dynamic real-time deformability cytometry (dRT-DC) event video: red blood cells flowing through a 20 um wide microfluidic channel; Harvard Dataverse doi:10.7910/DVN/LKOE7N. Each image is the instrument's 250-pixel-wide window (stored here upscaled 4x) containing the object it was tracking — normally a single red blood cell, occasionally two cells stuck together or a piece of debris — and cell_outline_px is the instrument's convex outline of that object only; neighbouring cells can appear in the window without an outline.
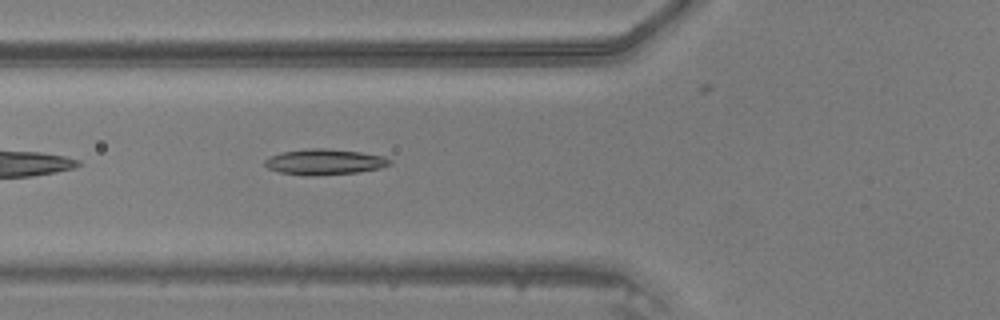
{"species": "common noctule bat (a hibernating species)", "species_latin": "Nyctalus noctula", "temperature_condition": "warm", "stored_images_in_passage": 33, "camera_frame_rate_fps": 3000, "um_per_image_px": 0.085, "animal": {"sex": "male", "body_mass_g": 20.5, "forearm_length_mm": 52.5}, "frame": {"image": 1, "passage_image": 4, "time_ms": 1.0, "image_size_px": [1000, 320], "cell_outline_px": [[392, 164], [380, 168], [360, 172], [280, 172], [268, 168], [264, 164], [264, 160], [280, 152], [308, 148], [324, 148], [360, 152], [384, 156], [392, 160]], "centroid_in_image_um": [27.65, 13.69], "position_along_channel_um": 98.1, "area_um2": 17.57}}
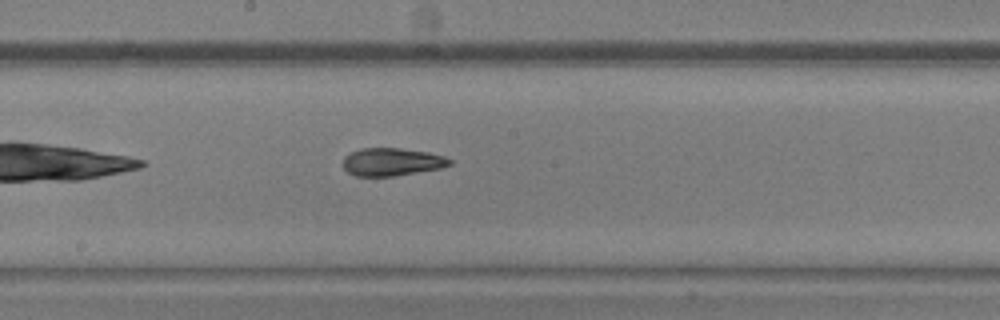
{"frame": {"image": 2, "passage_image": 12, "time_ms": 3.667, "image_size_px": [1000, 320], "cell_outline_px": [[452, 164], [440, 168], [396, 176], [356, 176], [348, 172], [344, 168], [344, 156], [360, 148], [400, 148], [428, 152], [444, 156], [452, 160]], "centroid_in_image_um": [33.32, 13.76], "position_along_channel_um": 214.9, "area_um2": 17.28}}
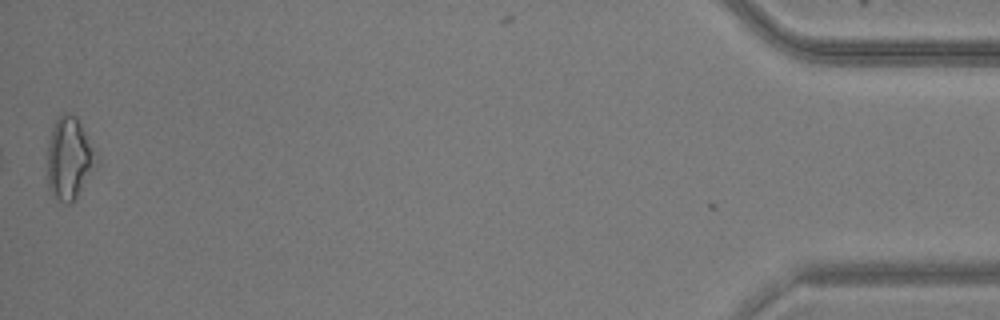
{"frame": {"image": 3, "passage_image": 33, "time_ms": 10.667, "image_size_px": [1000, 320], "cell_outline_px": [[100, 164], [76, 196], [68, 204], [60, 200], [48, 188], [48, 140], [52, 128], [56, 120], [64, 112], [68, 112], [76, 116], [100, 160]], "centroid_in_image_um": [5.92, 13.44], "position_along_channel_um": 429.3, "area_um2": 23.35}}